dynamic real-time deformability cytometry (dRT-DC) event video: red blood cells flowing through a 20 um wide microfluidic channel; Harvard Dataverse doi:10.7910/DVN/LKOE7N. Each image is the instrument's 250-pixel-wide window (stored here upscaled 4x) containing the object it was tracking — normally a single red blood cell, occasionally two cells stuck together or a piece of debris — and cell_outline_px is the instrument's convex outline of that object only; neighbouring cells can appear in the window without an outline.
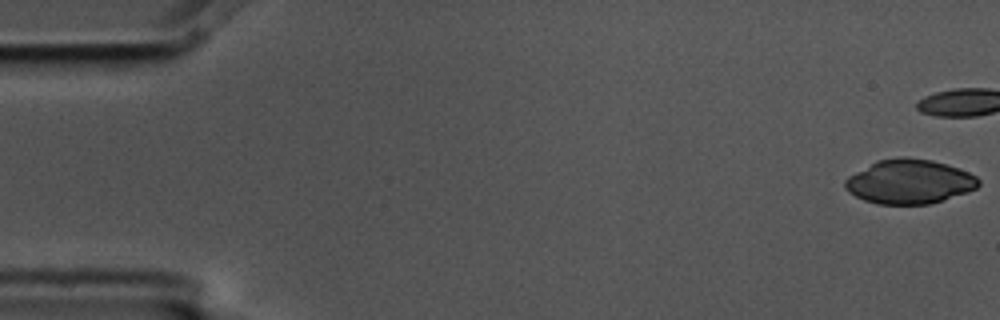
{"species": "common noctule bat (a hibernating species)", "species_latin": "Nyctalus noctula", "temperature_condition": "cold", "stored_images_in_passage": 3, "camera_frame_rate_fps": 3000, "um_per_image_px": 0.085, "animal": {"sex": "male", "body_mass_g": 17.5, "forearm_length_mm": 52.3}, "frame": {"image": 1, "passage_image": 1, "time_ms": 0.0, "image_size_px": [1000, 320], "cell_outline_px": [[980, 184], [976, 188], [968, 192], [944, 200], [928, 204], [876, 204], [864, 200], [848, 192], [844, 188], [844, 180], [848, 176], [876, 160], [900, 156], [904, 156], [932, 160], [968, 172], [976, 176], [980, 180]], "centroid_in_image_um": [77.27, 15.44], "position_along_channel_um": 7.7, "area_um2": 34.62}}